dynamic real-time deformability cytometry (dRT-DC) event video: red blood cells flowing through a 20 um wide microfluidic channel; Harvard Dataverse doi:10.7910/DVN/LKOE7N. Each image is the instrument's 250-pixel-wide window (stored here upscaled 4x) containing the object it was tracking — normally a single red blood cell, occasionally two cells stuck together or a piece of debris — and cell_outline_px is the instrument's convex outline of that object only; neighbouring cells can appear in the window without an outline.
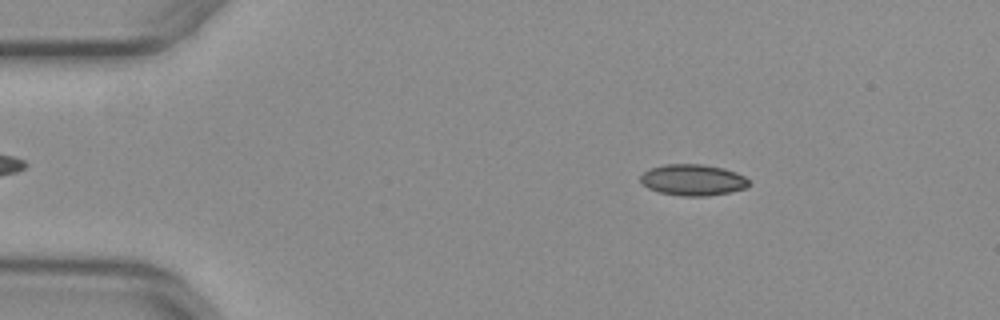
{"species": "common noctule bat (a hibernating species)", "species_latin": "Nyctalus noctula", "temperature_condition": "warm", "stored_images_in_passage": 51, "camera_frame_rate_fps": 3000, "um_per_image_px": 0.085, "animal": {"sex": "female", "body_mass_g": 29.2, "forearm_length_mm": 56.3}, "frame": {"image": 1, "passage_image": 8, "time_ms": 2.333, "image_size_px": [1000, 320], "cell_outline_px": [[748, 188], [708, 196], [684, 196], [660, 192], [648, 188], [640, 180], [640, 176], [648, 168], [664, 164], [704, 164], [724, 168], [736, 172], [744, 176], [748, 180]], "centroid_in_image_um": [58.89, 15.28], "position_along_channel_um": 26.1, "area_um2": 19.77}}
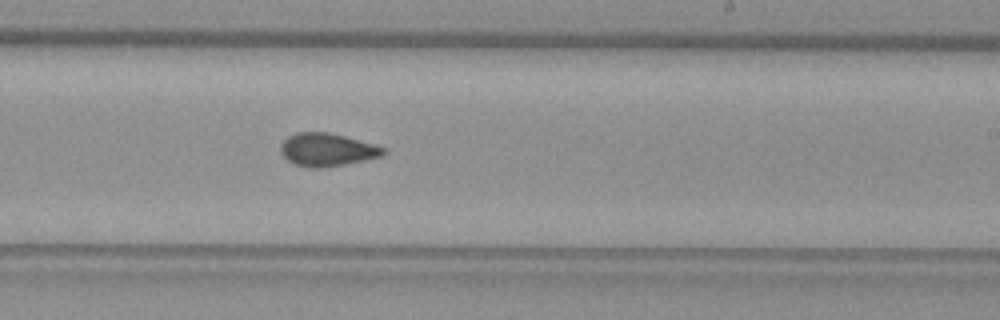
{"frame": {"image": 2, "passage_image": 31, "time_ms": 10.0, "image_size_px": [1000, 320], "cell_outline_px": [[384, 152], [380, 156], [364, 160], [344, 164], [320, 168], [308, 168], [296, 164], [288, 160], [280, 152], [280, 144], [288, 136], [296, 132], [328, 132], [344, 136], [372, 144], [384, 148]], "centroid_in_image_um": [27.73, 12.72], "position_along_channel_um": 261.3, "area_um2": 19.42}}
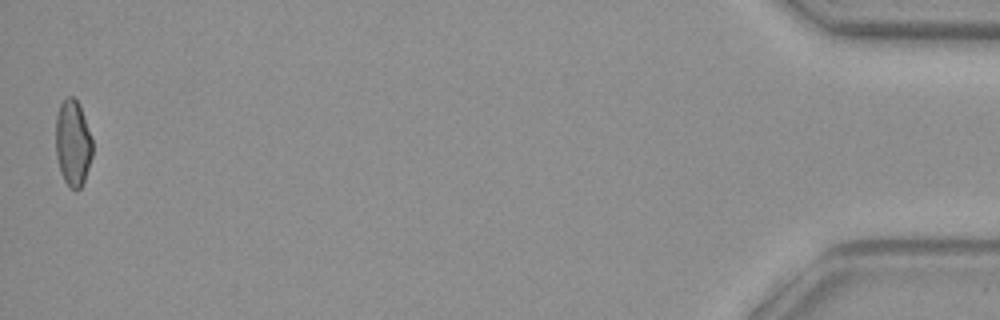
{"frame": {"image": 3, "passage_image": 51, "time_ms": 16.667, "image_size_px": [1000, 320], "cell_outline_px": [[92, 156], [84, 180], [80, 188], [76, 192], [68, 188], [60, 172], [56, 156], [56, 116], [60, 104], [68, 96], [72, 96], [80, 104], [92, 140]], "centroid_in_image_um": [6.18, 12.19], "position_along_channel_um": 429.0, "area_um2": 18.55}, "authors_computed_cell_mechanics": {"area_um2": 19.3052, "velocity_mm_per_s": 3.9965, "shape_relaxation_time_tau1_ms": null, "shape_relaxation_time_tau2_ms": 1.9209, "deformation_change_tau1": null, "deformation_change_tau2": 0.0779}}